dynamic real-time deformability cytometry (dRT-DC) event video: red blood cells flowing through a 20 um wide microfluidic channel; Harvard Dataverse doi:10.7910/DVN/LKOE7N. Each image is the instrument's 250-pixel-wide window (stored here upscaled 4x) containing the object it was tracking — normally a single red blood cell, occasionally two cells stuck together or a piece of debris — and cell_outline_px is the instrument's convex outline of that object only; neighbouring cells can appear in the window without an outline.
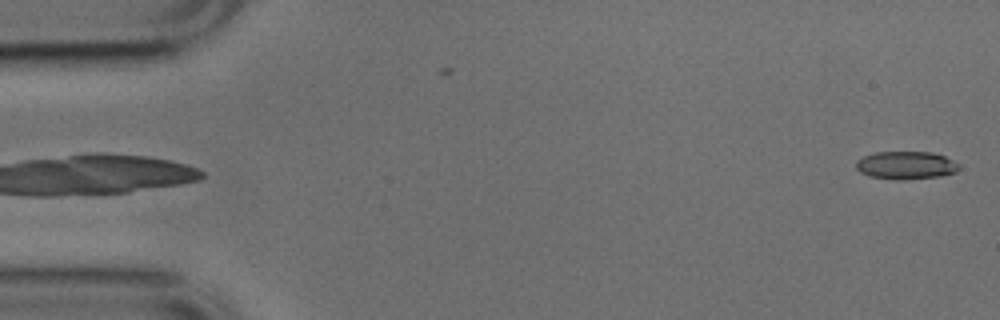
{"species": "common noctule bat (a hibernating species)", "species_latin": "Nyctalus noctula", "temperature_condition": "cold", "stored_images_in_passage": 52, "camera_frame_rate_fps": 3000, "um_per_image_px": 0.085, "animal": {"sex": "male", "body_mass_g": 17.9, "forearm_length_mm": 54.2}, "frame": {"image": 1, "passage_image": 1, "time_ms": 0.0, "image_size_px": [1000, 320], "cell_outline_px": [[960, 168], [956, 172], [940, 176], [900, 180], [868, 176], [860, 172], [856, 168], [856, 160], [864, 156], [876, 152], [932, 152], [944, 156], [960, 164]], "centroid_in_image_um": [77.01, 14.05], "position_along_channel_um": 8.0, "area_um2": 16.76}}
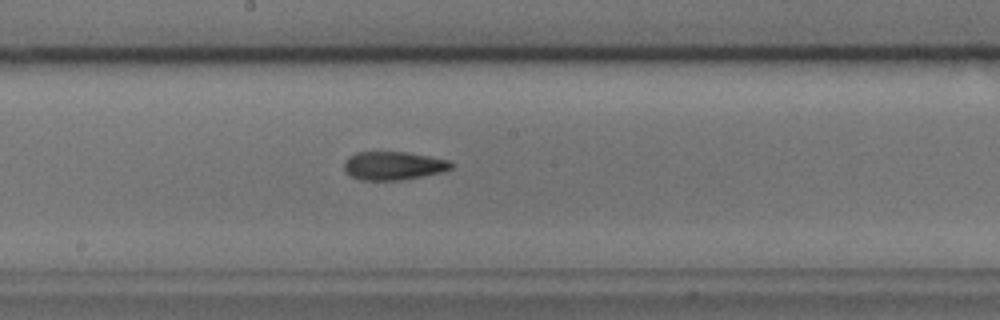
{"frame": {"image": 2, "passage_image": 27, "time_ms": 8.667, "image_size_px": [1000, 320], "cell_outline_px": [[452, 168], [444, 172], [424, 176], [400, 180], [360, 180], [344, 172], [344, 164], [348, 156], [356, 152], [404, 152], [428, 156], [448, 160], [452, 164]], "centroid_in_image_um": [33.42, 14.09], "position_along_channel_um": 214.8, "area_um2": 17.74}}
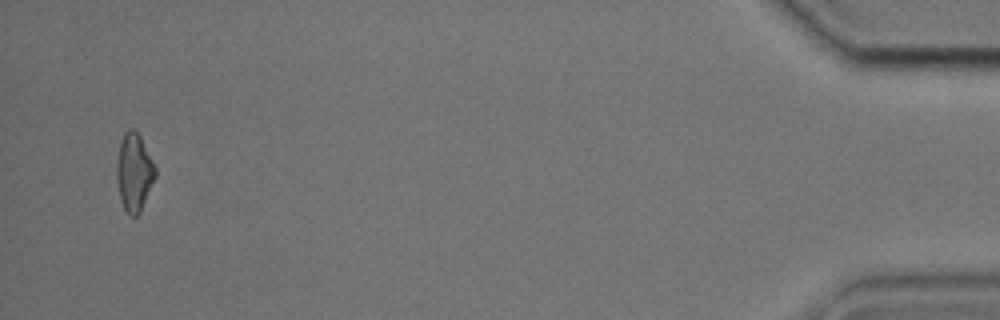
{"frame": {"image": 3, "passage_image": 50, "time_ms": 16.333, "image_size_px": [1000, 320], "cell_outline_px": [[156, 176], [140, 212], [136, 216], [128, 216], [120, 200], [116, 180], [116, 164], [120, 140], [124, 132], [128, 128], [132, 128], [140, 136], [156, 168]], "centroid_in_image_um": [11.38, 14.65], "position_along_channel_um": 423.8, "area_um2": 17.63}, "authors_computed_cell_mechanics": {"area_um2": 17.3111, "velocity_mm_per_s": 3.8311, "shape_relaxation_time_tau1_ms": 10.9066, "shape_relaxation_time_tau2_ms": 4.6332, "deformation_change_tau1": 0.2342, "deformation_change_tau2": 0.1411}}